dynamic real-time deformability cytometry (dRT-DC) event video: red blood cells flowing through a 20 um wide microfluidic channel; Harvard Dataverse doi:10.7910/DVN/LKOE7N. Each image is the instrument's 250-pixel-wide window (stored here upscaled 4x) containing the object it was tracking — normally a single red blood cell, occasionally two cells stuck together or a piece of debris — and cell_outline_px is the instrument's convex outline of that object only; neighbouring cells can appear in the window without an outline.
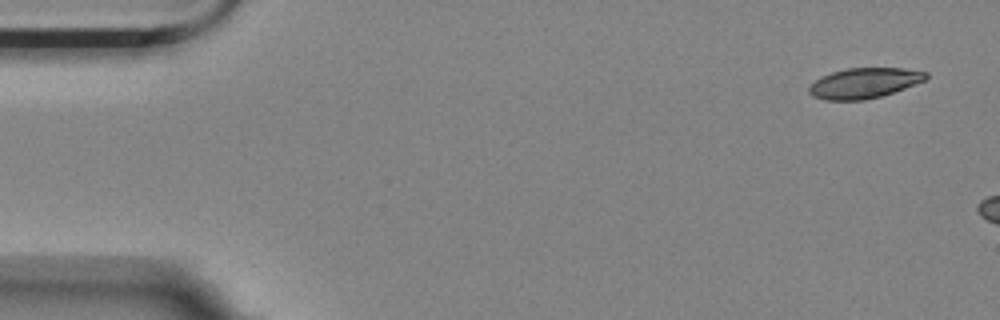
{"species": "Egyptian fruit bat (a non-hibernating species)", "species_latin": "Rousettus aegyptiacus", "temperature_condition": "room temperature", "stored_images_in_passage": 3, "camera_frame_rate_fps": 3000, "um_per_image_px": 0.085, "animal": {"sex": "female"}, "frame": {"image": 1, "passage_image": 1, "time_ms": 0.0, "image_size_px": [1000, 320], "cell_outline_px": [[928, 80], [880, 96], [864, 100], [824, 100], [812, 96], [808, 92], [808, 88], [820, 76], [832, 72], [848, 68], [904, 68], [928, 72]], "centroid_in_image_um": [73.47, 7.06], "position_along_channel_um": 11.5, "area_um2": 20.69}}